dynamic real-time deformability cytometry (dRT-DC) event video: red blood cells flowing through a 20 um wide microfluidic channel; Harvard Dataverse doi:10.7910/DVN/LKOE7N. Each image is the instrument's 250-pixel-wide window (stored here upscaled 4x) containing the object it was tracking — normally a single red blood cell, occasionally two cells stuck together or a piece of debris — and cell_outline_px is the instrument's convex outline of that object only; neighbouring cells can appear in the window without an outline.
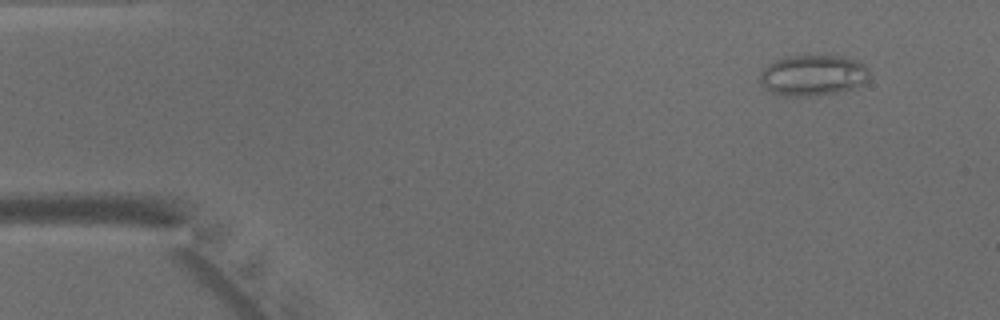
{"species": "common noctule bat (a hibernating species)", "species_latin": "Nyctalus noctula", "temperature_condition": "warm", "stored_images_in_passage": 43, "camera_frame_rate_fps": 3000, "um_per_image_px": 0.085, "animal": {"sex": "male", "body_mass_g": 15.6}, "frame": {"image": 1, "passage_image": 1, "time_ms": 0.0, "image_size_px": [1000, 320], "cell_outline_px": [[872, 76], [864, 84], [852, 88], [836, 92], [808, 96], [784, 96], [772, 92], [760, 84], [760, 72], [768, 64], [776, 60], [788, 56], [844, 56], [856, 60], [864, 64], [868, 68]], "centroid_in_image_um": [69.13, 6.4], "position_along_channel_um": 15.9, "area_um2": 26.13}}
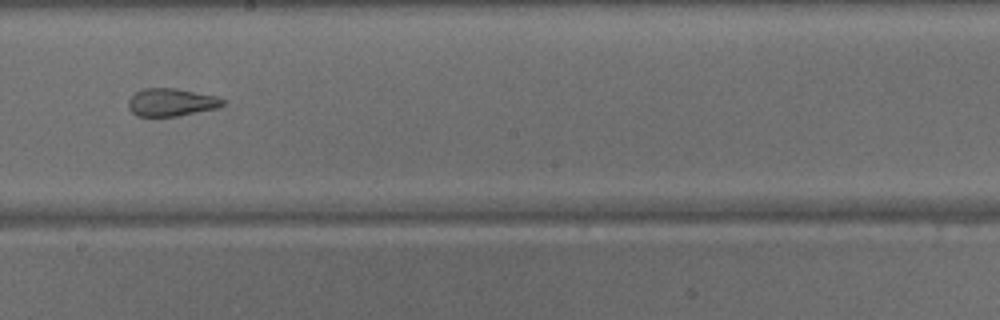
{"frame": {"image": 2, "passage_image": 23, "time_ms": 7.333, "image_size_px": [1000, 320], "cell_outline_px": [[224, 104], [216, 108], [180, 116], [136, 116], [128, 108], [128, 100], [140, 88], [176, 88], [216, 96], [224, 100]], "centroid_in_image_um": [14.53, 8.69], "position_along_channel_um": 233.7, "area_um2": 15.32}}
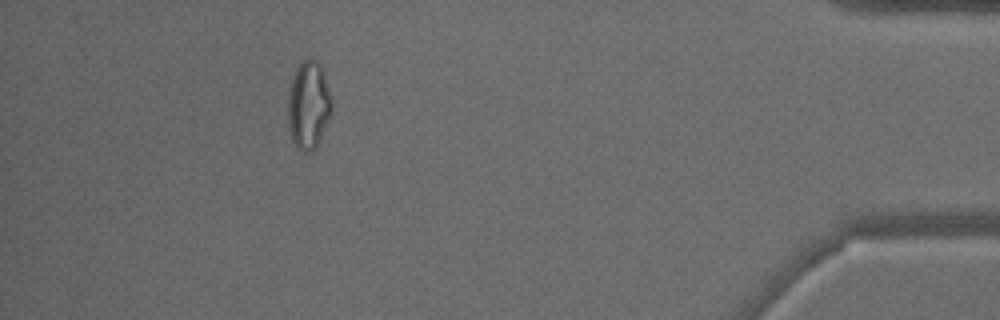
{"frame": {"image": 3, "passage_image": 39, "time_ms": 12.667, "image_size_px": [1000, 320], "cell_outline_px": [[332, 112], [320, 140], [316, 148], [308, 152], [304, 152], [296, 148], [292, 140], [288, 128], [288, 96], [292, 80], [296, 68], [300, 60], [312, 56], [320, 64], [324, 72], [332, 96]], "centroid_in_image_um": [26.24, 8.91], "position_along_channel_um": 409.0, "area_um2": 23.0}}